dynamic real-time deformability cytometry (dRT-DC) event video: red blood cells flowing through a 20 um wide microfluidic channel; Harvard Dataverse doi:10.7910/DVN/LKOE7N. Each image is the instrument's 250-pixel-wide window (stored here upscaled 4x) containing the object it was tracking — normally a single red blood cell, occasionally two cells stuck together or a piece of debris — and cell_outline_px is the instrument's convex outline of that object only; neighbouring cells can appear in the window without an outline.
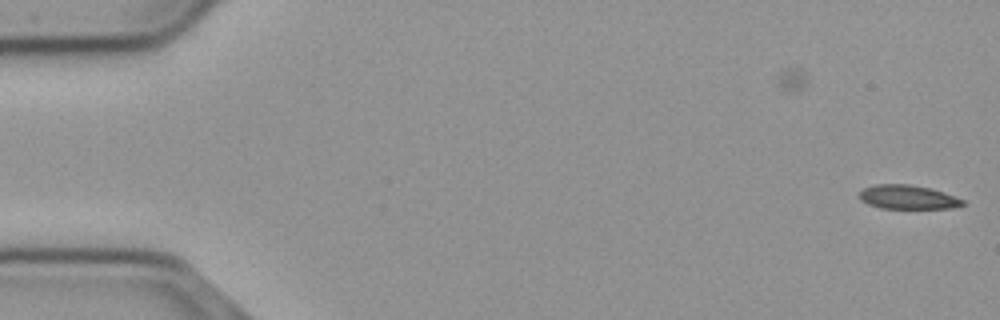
{"species": "common noctule bat (a hibernating species)", "species_latin": "Nyctalus noctula", "temperature_condition": "cold", "stored_images_in_passage": 6, "camera_frame_rate_fps": 3000, "um_per_image_px": 0.085, "animal": {"sex": "male", "body_mass_g": 23.1, "forearm_length_mm": 52.7}, "frame": {"image": 1, "passage_image": 6, "time_ms": 1.667, "image_size_px": [1000, 320], "cell_outline_px": [[964, 204], [952, 208], [880, 208], [868, 204], [860, 200], [860, 192], [864, 188], [876, 184], [908, 184], [928, 188], [944, 192], [964, 200]], "centroid_in_image_um": [77.15, 16.75], "position_along_channel_um": 7.9, "area_um2": 14.28}}